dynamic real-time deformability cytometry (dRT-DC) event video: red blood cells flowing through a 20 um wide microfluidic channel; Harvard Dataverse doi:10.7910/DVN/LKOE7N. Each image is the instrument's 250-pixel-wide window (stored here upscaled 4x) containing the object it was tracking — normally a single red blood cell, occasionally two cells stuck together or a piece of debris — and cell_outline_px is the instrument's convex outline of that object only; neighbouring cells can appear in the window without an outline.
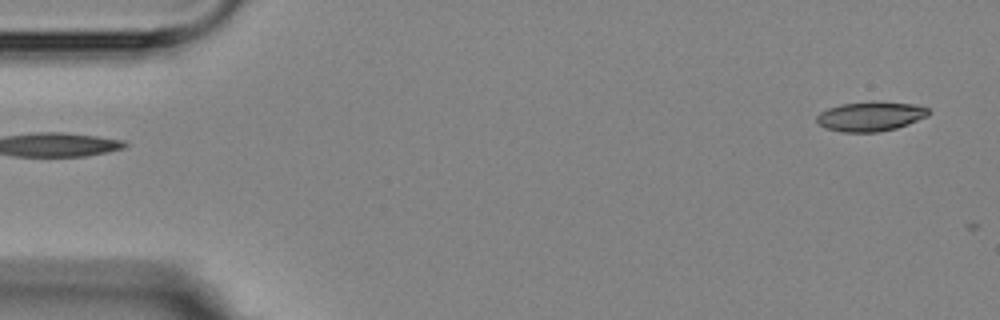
{"species": "Egyptian fruit bat (a non-hibernating species)", "species_latin": "Rousettus aegyptiacus", "temperature_condition": "room temperature", "stored_images_in_passage": 5, "segment_of_instrument_passage": [2, 2], "camera_frame_rate_fps": 3000, "um_per_image_px": 0.085, "animal": {"sex": "female"}, "frame": {"image": 1, "passage_image": 5, "time_ms": 4.667, "image_size_px": [1000, 320], "cell_outline_px": [[928, 116], [908, 124], [896, 128], [876, 132], [844, 132], [824, 128], [816, 120], [816, 116], [820, 112], [828, 108], [840, 104], [916, 104], [928, 108]], "centroid_in_image_um": [73.95, 9.94], "position_along_channel_um": 11.0, "area_um2": 18.38}}